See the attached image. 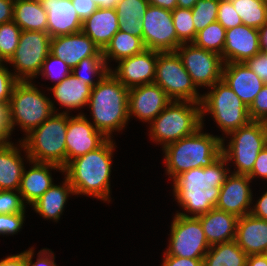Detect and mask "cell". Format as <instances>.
<instances>
[{"label": "cell", "instance_id": "cell-1", "mask_svg": "<svg viewBox=\"0 0 267 266\" xmlns=\"http://www.w3.org/2000/svg\"><path fill=\"white\" fill-rule=\"evenodd\" d=\"M115 143L108 139L98 149L71 160L64 168L65 177L76 195H88L110 202V174Z\"/></svg>", "mask_w": 267, "mask_h": 266}, {"label": "cell", "instance_id": "cell-2", "mask_svg": "<svg viewBox=\"0 0 267 266\" xmlns=\"http://www.w3.org/2000/svg\"><path fill=\"white\" fill-rule=\"evenodd\" d=\"M128 100L129 89L108 71L91 89L88 102L95 129L108 139L122 130L129 120Z\"/></svg>", "mask_w": 267, "mask_h": 266}, {"label": "cell", "instance_id": "cell-3", "mask_svg": "<svg viewBox=\"0 0 267 266\" xmlns=\"http://www.w3.org/2000/svg\"><path fill=\"white\" fill-rule=\"evenodd\" d=\"M203 127L162 149L166 175L175 180L183 172L210 166L222 155V138L203 133Z\"/></svg>", "mask_w": 267, "mask_h": 266}, {"label": "cell", "instance_id": "cell-4", "mask_svg": "<svg viewBox=\"0 0 267 266\" xmlns=\"http://www.w3.org/2000/svg\"><path fill=\"white\" fill-rule=\"evenodd\" d=\"M67 113H53L39 127L30 131L19 141L26 151L27 160L66 166Z\"/></svg>", "mask_w": 267, "mask_h": 266}, {"label": "cell", "instance_id": "cell-5", "mask_svg": "<svg viewBox=\"0 0 267 266\" xmlns=\"http://www.w3.org/2000/svg\"><path fill=\"white\" fill-rule=\"evenodd\" d=\"M150 125L151 139L164 148L202 127L201 105L192 101H171Z\"/></svg>", "mask_w": 267, "mask_h": 266}, {"label": "cell", "instance_id": "cell-6", "mask_svg": "<svg viewBox=\"0 0 267 266\" xmlns=\"http://www.w3.org/2000/svg\"><path fill=\"white\" fill-rule=\"evenodd\" d=\"M54 103L41 93L31 80L18 81L9 101L12 131L18 125L27 135L39 127L57 111Z\"/></svg>", "mask_w": 267, "mask_h": 266}, {"label": "cell", "instance_id": "cell-7", "mask_svg": "<svg viewBox=\"0 0 267 266\" xmlns=\"http://www.w3.org/2000/svg\"><path fill=\"white\" fill-rule=\"evenodd\" d=\"M210 88L211 91L202 95L200 103L202 126L205 113L213 116L214 122L226 135L251 121L248 107L224 80L221 79Z\"/></svg>", "mask_w": 267, "mask_h": 266}, {"label": "cell", "instance_id": "cell-8", "mask_svg": "<svg viewBox=\"0 0 267 266\" xmlns=\"http://www.w3.org/2000/svg\"><path fill=\"white\" fill-rule=\"evenodd\" d=\"M232 136L225 147L222 138V155L227 162L234 161L236 170L232 173L248 175L254 166L260 151L267 145V123L250 121L228 134ZM228 147V148H227Z\"/></svg>", "mask_w": 267, "mask_h": 266}, {"label": "cell", "instance_id": "cell-9", "mask_svg": "<svg viewBox=\"0 0 267 266\" xmlns=\"http://www.w3.org/2000/svg\"><path fill=\"white\" fill-rule=\"evenodd\" d=\"M154 83L171 101L201 103L202 95L192 81L177 52H158Z\"/></svg>", "mask_w": 267, "mask_h": 266}, {"label": "cell", "instance_id": "cell-10", "mask_svg": "<svg viewBox=\"0 0 267 266\" xmlns=\"http://www.w3.org/2000/svg\"><path fill=\"white\" fill-rule=\"evenodd\" d=\"M170 231L168 255L203 259L211 247L205 238L198 217L178 212L173 217Z\"/></svg>", "mask_w": 267, "mask_h": 266}, {"label": "cell", "instance_id": "cell-11", "mask_svg": "<svg viewBox=\"0 0 267 266\" xmlns=\"http://www.w3.org/2000/svg\"><path fill=\"white\" fill-rule=\"evenodd\" d=\"M50 48L51 37L47 32L21 31L16 51L7 62L15 68L14 77L18 81H30L39 76Z\"/></svg>", "mask_w": 267, "mask_h": 266}, {"label": "cell", "instance_id": "cell-12", "mask_svg": "<svg viewBox=\"0 0 267 266\" xmlns=\"http://www.w3.org/2000/svg\"><path fill=\"white\" fill-rule=\"evenodd\" d=\"M181 44L176 52L196 87H212L222 79L224 61L218 53L205 50L194 43Z\"/></svg>", "mask_w": 267, "mask_h": 266}, {"label": "cell", "instance_id": "cell-13", "mask_svg": "<svg viewBox=\"0 0 267 266\" xmlns=\"http://www.w3.org/2000/svg\"><path fill=\"white\" fill-rule=\"evenodd\" d=\"M142 28L146 49L175 52L182 44L177 38L171 10L149 5L142 18Z\"/></svg>", "mask_w": 267, "mask_h": 266}, {"label": "cell", "instance_id": "cell-14", "mask_svg": "<svg viewBox=\"0 0 267 266\" xmlns=\"http://www.w3.org/2000/svg\"><path fill=\"white\" fill-rule=\"evenodd\" d=\"M86 115L68 116L66 132V165L73 159L101 147L108 138L87 120Z\"/></svg>", "mask_w": 267, "mask_h": 266}, {"label": "cell", "instance_id": "cell-15", "mask_svg": "<svg viewBox=\"0 0 267 266\" xmlns=\"http://www.w3.org/2000/svg\"><path fill=\"white\" fill-rule=\"evenodd\" d=\"M158 51L144 49L142 52L118 61L110 72L128 89L154 83Z\"/></svg>", "mask_w": 267, "mask_h": 266}, {"label": "cell", "instance_id": "cell-16", "mask_svg": "<svg viewBox=\"0 0 267 266\" xmlns=\"http://www.w3.org/2000/svg\"><path fill=\"white\" fill-rule=\"evenodd\" d=\"M248 175L229 174L221 186L216 209L242 217L250 214L253 193Z\"/></svg>", "mask_w": 267, "mask_h": 266}, {"label": "cell", "instance_id": "cell-17", "mask_svg": "<svg viewBox=\"0 0 267 266\" xmlns=\"http://www.w3.org/2000/svg\"><path fill=\"white\" fill-rule=\"evenodd\" d=\"M171 102L157 84H144L129 89V120L132 115L142 122H152Z\"/></svg>", "mask_w": 267, "mask_h": 266}, {"label": "cell", "instance_id": "cell-18", "mask_svg": "<svg viewBox=\"0 0 267 266\" xmlns=\"http://www.w3.org/2000/svg\"><path fill=\"white\" fill-rule=\"evenodd\" d=\"M50 53L73 69L88 57H104L100 48L85 33L78 32L51 38Z\"/></svg>", "mask_w": 267, "mask_h": 266}, {"label": "cell", "instance_id": "cell-19", "mask_svg": "<svg viewBox=\"0 0 267 266\" xmlns=\"http://www.w3.org/2000/svg\"><path fill=\"white\" fill-rule=\"evenodd\" d=\"M226 163V164H225ZM227 160L221 155L214 163L204 168H195L181 173L173 180V191L207 190L221 188L230 170ZM226 165V167H224Z\"/></svg>", "mask_w": 267, "mask_h": 266}, {"label": "cell", "instance_id": "cell-20", "mask_svg": "<svg viewBox=\"0 0 267 266\" xmlns=\"http://www.w3.org/2000/svg\"><path fill=\"white\" fill-rule=\"evenodd\" d=\"M260 52L259 29L242 24L226 30L224 63L245 62Z\"/></svg>", "mask_w": 267, "mask_h": 266}, {"label": "cell", "instance_id": "cell-21", "mask_svg": "<svg viewBox=\"0 0 267 266\" xmlns=\"http://www.w3.org/2000/svg\"><path fill=\"white\" fill-rule=\"evenodd\" d=\"M222 80L248 108L265 84L244 62L224 63Z\"/></svg>", "mask_w": 267, "mask_h": 266}, {"label": "cell", "instance_id": "cell-22", "mask_svg": "<svg viewBox=\"0 0 267 266\" xmlns=\"http://www.w3.org/2000/svg\"><path fill=\"white\" fill-rule=\"evenodd\" d=\"M47 12V33L51 38L81 32L82 21L72 0H40Z\"/></svg>", "mask_w": 267, "mask_h": 266}, {"label": "cell", "instance_id": "cell-23", "mask_svg": "<svg viewBox=\"0 0 267 266\" xmlns=\"http://www.w3.org/2000/svg\"><path fill=\"white\" fill-rule=\"evenodd\" d=\"M29 163L34 165L31 166L29 171L24 168L18 191L24 203L32 205L54 184L52 175L49 172L50 169H57L63 172V168L52 163L32 160H29Z\"/></svg>", "mask_w": 267, "mask_h": 266}, {"label": "cell", "instance_id": "cell-24", "mask_svg": "<svg viewBox=\"0 0 267 266\" xmlns=\"http://www.w3.org/2000/svg\"><path fill=\"white\" fill-rule=\"evenodd\" d=\"M235 241L248 256L267 254V220L251 214L239 217Z\"/></svg>", "mask_w": 267, "mask_h": 266}, {"label": "cell", "instance_id": "cell-25", "mask_svg": "<svg viewBox=\"0 0 267 266\" xmlns=\"http://www.w3.org/2000/svg\"><path fill=\"white\" fill-rule=\"evenodd\" d=\"M209 245L234 241L238 217L213 208L197 216Z\"/></svg>", "mask_w": 267, "mask_h": 266}, {"label": "cell", "instance_id": "cell-26", "mask_svg": "<svg viewBox=\"0 0 267 266\" xmlns=\"http://www.w3.org/2000/svg\"><path fill=\"white\" fill-rule=\"evenodd\" d=\"M115 9L98 8L90 17L82 22L81 31L89 36L101 51L119 30Z\"/></svg>", "mask_w": 267, "mask_h": 266}, {"label": "cell", "instance_id": "cell-27", "mask_svg": "<svg viewBox=\"0 0 267 266\" xmlns=\"http://www.w3.org/2000/svg\"><path fill=\"white\" fill-rule=\"evenodd\" d=\"M91 89L92 87L86 81H82V79L75 77L72 73L60 83L49 88L54 98L60 103V106L68 109L63 111V113L67 114H69V110L79 109L88 105Z\"/></svg>", "mask_w": 267, "mask_h": 266}, {"label": "cell", "instance_id": "cell-28", "mask_svg": "<svg viewBox=\"0 0 267 266\" xmlns=\"http://www.w3.org/2000/svg\"><path fill=\"white\" fill-rule=\"evenodd\" d=\"M62 186L53 184L34 204L31 206L36 213L45 219L55 222L60 219L69 194L75 195L69 180L65 177Z\"/></svg>", "mask_w": 267, "mask_h": 266}, {"label": "cell", "instance_id": "cell-29", "mask_svg": "<svg viewBox=\"0 0 267 266\" xmlns=\"http://www.w3.org/2000/svg\"><path fill=\"white\" fill-rule=\"evenodd\" d=\"M23 159L11 142L0 148V190H19L25 168Z\"/></svg>", "mask_w": 267, "mask_h": 266}, {"label": "cell", "instance_id": "cell-30", "mask_svg": "<svg viewBox=\"0 0 267 266\" xmlns=\"http://www.w3.org/2000/svg\"><path fill=\"white\" fill-rule=\"evenodd\" d=\"M13 21L22 31L47 32V12L40 0H16Z\"/></svg>", "mask_w": 267, "mask_h": 266}, {"label": "cell", "instance_id": "cell-31", "mask_svg": "<svg viewBox=\"0 0 267 266\" xmlns=\"http://www.w3.org/2000/svg\"><path fill=\"white\" fill-rule=\"evenodd\" d=\"M149 0H120L115 7L119 30L142 39V18Z\"/></svg>", "mask_w": 267, "mask_h": 266}, {"label": "cell", "instance_id": "cell-32", "mask_svg": "<svg viewBox=\"0 0 267 266\" xmlns=\"http://www.w3.org/2000/svg\"><path fill=\"white\" fill-rule=\"evenodd\" d=\"M221 188L207 190L173 191L174 196L181 207L194 217L215 208Z\"/></svg>", "mask_w": 267, "mask_h": 266}, {"label": "cell", "instance_id": "cell-33", "mask_svg": "<svg viewBox=\"0 0 267 266\" xmlns=\"http://www.w3.org/2000/svg\"><path fill=\"white\" fill-rule=\"evenodd\" d=\"M248 255L231 241L211 245L203 258V266H246Z\"/></svg>", "mask_w": 267, "mask_h": 266}, {"label": "cell", "instance_id": "cell-34", "mask_svg": "<svg viewBox=\"0 0 267 266\" xmlns=\"http://www.w3.org/2000/svg\"><path fill=\"white\" fill-rule=\"evenodd\" d=\"M145 48L143 41L140 37L131 35L126 32L118 30L111 38L108 45L102 51L107 67L108 61L115 60L118 62L121 59L131 57L142 52Z\"/></svg>", "mask_w": 267, "mask_h": 266}, {"label": "cell", "instance_id": "cell-35", "mask_svg": "<svg viewBox=\"0 0 267 266\" xmlns=\"http://www.w3.org/2000/svg\"><path fill=\"white\" fill-rule=\"evenodd\" d=\"M244 25L260 29L267 22V5L263 0H231Z\"/></svg>", "mask_w": 267, "mask_h": 266}, {"label": "cell", "instance_id": "cell-36", "mask_svg": "<svg viewBox=\"0 0 267 266\" xmlns=\"http://www.w3.org/2000/svg\"><path fill=\"white\" fill-rule=\"evenodd\" d=\"M225 34L226 29L216 21L197 32L193 43L200 48L218 53L222 56L225 46Z\"/></svg>", "mask_w": 267, "mask_h": 266}, {"label": "cell", "instance_id": "cell-37", "mask_svg": "<svg viewBox=\"0 0 267 266\" xmlns=\"http://www.w3.org/2000/svg\"><path fill=\"white\" fill-rule=\"evenodd\" d=\"M110 69L107 67L104 57H88L81 60L71 73L82 81H86L92 88L98 84L103 76H105ZM93 76L98 79L94 81Z\"/></svg>", "mask_w": 267, "mask_h": 266}, {"label": "cell", "instance_id": "cell-38", "mask_svg": "<svg viewBox=\"0 0 267 266\" xmlns=\"http://www.w3.org/2000/svg\"><path fill=\"white\" fill-rule=\"evenodd\" d=\"M178 40L184 43H193L197 33L193 24L191 9L176 7L171 11Z\"/></svg>", "mask_w": 267, "mask_h": 266}, {"label": "cell", "instance_id": "cell-39", "mask_svg": "<svg viewBox=\"0 0 267 266\" xmlns=\"http://www.w3.org/2000/svg\"><path fill=\"white\" fill-rule=\"evenodd\" d=\"M219 0H198L191 9L196 33L217 21Z\"/></svg>", "mask_w": 267, "mask_h": 266}, {"label": "cell", "instance_id": "cell-40", "mask_svg": "<svg viewBox=\"0 0 267 266\" xmlns=\"http://www.w3.org/2000/svg\"><path fill=\"white\" fill-rule=\"evenodd\" d=\"M21 31V28L13 20L0 25V55L6 63L16 51Z\"/></svg>", "mask_w": 267, "mask_h": 266}, {"label": "cell", "instance_id": "cell-41", "mask_svg": "<svg viewBox=\"0 0 267 266\" xmlns=\"http://www.w3.org/2000/svg\"><path fill=\"white\" fill-rule=\"evenodd\" d=\"M71 71L72 69L65 61H62L59 57L49 53L43 62V66L39 75H43L42 77H45V79H53L52 82L54 81L56 85L70 75Z\"/></svg>", "mask_w": 267, "mask_h": 266}, {"label": "cell", "instance_id": "cell-42", "mask_svg": "<svg viewBox=\"0 0 267 266\" xmlns=\"http://www.w3.org/2000/svg\"><path fill=\"white\" fill-rule=\"evenodd\" d=\"M25 208L19 191L0 190V214H25Z\"/></svg>", "mask_w": 267, "mask_h": 266}, {"label": "cell", "instance_id": "cell-43", "mask_svg": "<svg viewBox=\"0 0 267 266\" xmlns=\"http://www.w3.org/2000/svg\"><path fill=\"white\" fill-rule=\"evenodd\" d=\"M217 22L226 30L243 24L231 0H219Z\"/></svg>", "mask_w": 267, "mask_h": 266}, {"label": "cell", "instance_id": "cell-44", "mask_svg": "<svg viewBox=\"0 0 267 266\" xmlns=\"http://www.w3.org/2000/svg\"><path fill=\"white\" fill-rule=\"evenodd\" d=\"M251 121H262L267 123V83L255 96L254 101L248 108Z\"/></svg>", "mask_w": 267, "mask_h": 266}, {"label": "cell", "instance_id": "cell-45", "mask_svg": "<svg viewBox=\"0 0 267 266\" xmlns=\"http://www.w3.org/2000/svg\"><path fill=\"white\" fill-rule=\"evenodd\" d=\"M25 214H0V235H13L22 228Z\"/></svg>", "mask_w": 267, "mask_h": 266}, {"label": "cell", "instance_id": "cell-46", "mask_svg": "<svg viewBox=\"0 0 267 266\" xmlns=\"http://www.w3.org/2000/svg\"><path fill=\"white\" fill-rule=\"evenodd\" d=\"M5 66L0 67V102H9L12 90L18 80L13 72L8 71Z\"/></svg>", "mask_w": 267, "mask_h": 266}, {"label": "cell", "instance_id": "cell-47", "mask_svg": "<svg viewBox=\"0 0 267 266\" xmlns=\"http://www.w3.org/2000/svg\"><path fill=\"white\" fill-rule=\"evenodd\" d=\"M255 74L267 83V53L260 52L244 62Z\"/></svg>", "mask_w": 267, "mask_h": 266}, {"label": "cell", "instance_id": "cell-48", "mask_svg": "<svg viewBox=\"0 0 267 266\" xmlns=\"http://www.w3.org/2000/svg\"><path fill=\"white\" fill-rule=\"evenodd\" d=\"M34 255L33 248L26 250V265L27 266H57L54 262L55 255L51 252L50 249H42L38 252V258L35 263L32 262Z\"/></svg>", "mask_w": 267, "mask_h": 266}, {"label": "cell", "instance_id": "cell-49", "mask_svg": "<svg viewBox=\"0 0 267 266\" xmlns=\"http://www.w3.org/2000/svg\"><path fill=\"white\" fill-rule=\"evenodd\" d=\"M251 180L260 177L267 180V145L260 151L254 163L252 171L248 174Z\"/></svg>", "mask_w": 267, "mask_h": 266}, {"label": "cell", "instance_id": "cell-50", "mask_svg": "<svg viewBox=\"0 0 267 266\" xmlns=\"http://www.w3.org/2000/svg\"><path fill=\"white\" fill-rule=\"evenodd\" d=\"M72 3L82 22L98 9L94 0H72Z\"/></svg>", "mask_w": 267, "mask_h": 266}, {"label": "cell", "instance_id": "cell-51", "mask_svg": "<svg viewBox=\"0 0 267 266\" xmlns=\"http://www.w3.org/2000/svg\"><path fill=\"white\" fill-rule=\"evenodd\" d=\"M162 266H203V259H192L168 255L164 252Z\"/></svg>", "mask_w": 267, "mask_h": 266}, {"label": "cell", "instance_id": "cell-52", "mask_svg": "<svg viewBox=\"0 0 267 266\" xmlns=\"http://www.w3.org/2000/svg\"><path fill=\"white\" fill-rule=\"evenodd\" d=\"M0 128L10 137L12 124L9 102H0Z\"/></svg>", "mask_w": 267, "mask_h": 266}, {"label": "cell", "instance_id": "cell-53", "mask_svg": "<svg viewBox=\"0 0 267 266\" xmlns=\"http://www.w3.org/2000/svg\"><path fill=\"white\" fill-rule=\"evenodd\" d=\"M14 0H0V25L13 20Z\"/></svg>", "mask_w": 267, "mask_h": 266}, {"label": "cell", "instance_id": "cell-54", "mask_svg": "<svg viewBox=\"0 0 267 266\" xmlns=\"http://www.w3.org/2000/svg\"><path fill=\"white\" fill-rule=\"evenodd\" d=\"M250 214L254 217L267 220V191L257 200V203L251 208Z\"/></svg>", "mask_w": 267, "mask_h": 266}, {"label": "cell", "instance_id": "cell-55", "mask_svg": "<svg viewBox=\"0 0 267 266\" xmlns=\"http://www.w3.org/2000/svg\"><path fill=\"white\" fill-rule=\"evenodd\" d=\"M0 266H27L26 251L20 254L11 255L0 261Z\"/></svg>", "mask_w": 267, "mask_h": 266}, {"label": "cell", "instance_id": "cell-56", "mask_svg": "<svg viewBox=\"0 0 267 266\" xmlns=\"http://www.w3.org/2000/svg\"><path fill=\"white\" fill-rule=\"evenodd\" d=\"M246 266H267V254L249 255Z\"/></svg>", "mask_w": 267, "mask_h": 266}, {"label": "cell", "instance_id": "cell-57", "mask_svg": "<svg viewBox=\"0 0 267 266\" xmlns=\"http://www.w3.org/2000/svg\"><path fill=\"white\" fill-rule=\"evenodd\" d=\"M149 4L172 11L177 7V0H149Z\"/></svg>", "mask_w": 267, "mask_h": 266}, {"label": "cell", "instance_id": "cell-58", "mask_svg": "<svg viewBox=\"0 0 267 266\" xmlns=\"http://www.w3.org/2000/svg\"><path fill=\"white\" fill-rule=\"evenodd\" d=\"M261 52L267 53V22L259 29Z\"/></svg>", "mask_w": 267, "mask_h": 266}, {"label": "cell", "instance_id": "cell-59", "mask_svg": "<svg viewBox=\"0 0 267 266\" xmlns=\"http://www.w3.org/2000/svg\"><path fill=\"white\" fill-rule=\"evenodd\" d=\"M98 8L101 9H115L120 0H94Z\"/></svg>", "mask_w": 267, "mask_h": 266}, {"label": "cell", "instance_id": "cell-60", "mask_svg": "<svg viewBox=\"0 0 267 266\" xmlns=\"http://www.w3.org/2000/svg\"><path fill=\"white\" fill-rule=\"evenodd\" d=\"M198 0H177V7L192 9Z\"/></svg>", "mask_w": 267, "mask_h": 266}, {"label": "cell", "instance_id": "cell-61", "mask_svg": "<svg viewBox=\"0 0 267 266\" xmlns=\"http://www.w3.org/2000/svg\"><path fill=\"white\" fill-rule=\"evenodd\" d=\"M11 138L0 128V148L5 147L10 143Z\"/></svg>", "mask_w": 267, "mask_h": 266}, {"label": "cell", "instance_id": "cell-62", "mask_svg": "<svg viewBox=\"0 0 267 266\" xmlns=\"http://www.w3.org/2000/svg\"><path fill=\"white\" fill-rule=\"evenodd\" d=\"M4 62H6V61L0 55V67L4 66V64H3Z\"/></svg>", "mask_w": 267, "mask_h": 266}]
</instances>
